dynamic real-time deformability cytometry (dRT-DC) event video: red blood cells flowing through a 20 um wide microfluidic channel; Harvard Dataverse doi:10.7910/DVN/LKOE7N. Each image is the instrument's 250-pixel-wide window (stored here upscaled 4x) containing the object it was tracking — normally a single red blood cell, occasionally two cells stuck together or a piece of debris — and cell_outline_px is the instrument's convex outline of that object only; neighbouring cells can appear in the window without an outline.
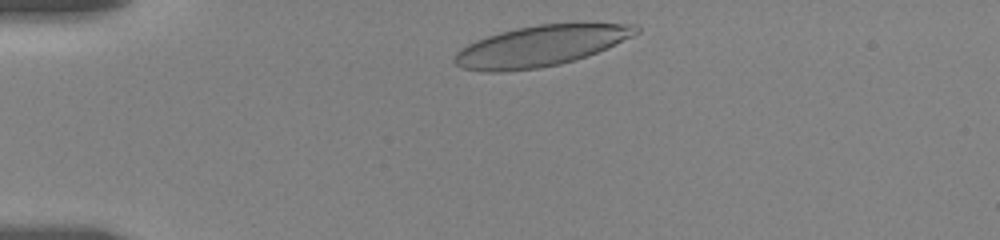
{"species": "human", "species_latin": "Homo sapiens", "temperature_condition": "room temperature", "stored_images_in_passage": 9, "camera_frame_rate_fps": 3000, "um_per_image_px": 0.085, "donor": {"sex": "female"}, "frame": {"image": 1, "passage_image": 2, "time_ms": 0.667, "image_size_px": [1000, 240], "cell_outline_px": [[640, 32], [632, 36], [596, 52], [560, 64], [540, 68], [500, 72], [484, 72], [460, 68], [452, 60], [456, 52], [460, 48], [476, 40], [500, 32], [516, 28], [540, 24], [636, 24], [640, 28]], "centroid_in_image_um": [45.87, 3.92], "position_along_channel_um": 39.1, "area_um2": 42.66}}
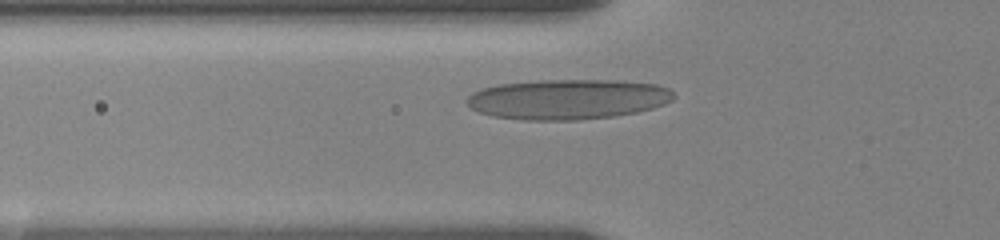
{"frame": {"image": 2, "passage_image": 6, "time_ms": 3.0, "image_size_px": [1000, 240], "cell_outline_px": [[676, 96], [672, 100], [664, 104], [652, 108], [636, 112], [612, 116], [580, 120], [524, 120], [492, 116], [480, 112], [472, 108], [464, 100], [472, 92], [484, 88], [500, 84], [540, 80], [616, 80], [656, 84], [668, 88]], "centroid_in_image_um": [48.26, 8.43], "position_along_channel_um": 77.5, "area_um2": 48.38}}
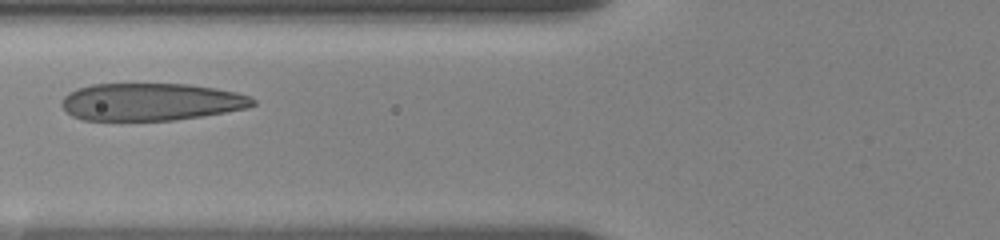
{"frame": {"image": 3, "passage_image": 8, "time_ms": 4.0, "image_size_px": [1000, 240], "cell_outline_px": [[256, 104], [248, 108], [176, 120], [84, 120], [72, 116], [60, 104], [60, 100], [68, 92], [76, 88], [92, 84], [188, 84], [216, 88], [236, 92], [252, 96], [256, 100]], "centroid_in_image_um": [12.84, 8.65], "position_along_channel_um": 113.0, "area_um2": 41.91}}